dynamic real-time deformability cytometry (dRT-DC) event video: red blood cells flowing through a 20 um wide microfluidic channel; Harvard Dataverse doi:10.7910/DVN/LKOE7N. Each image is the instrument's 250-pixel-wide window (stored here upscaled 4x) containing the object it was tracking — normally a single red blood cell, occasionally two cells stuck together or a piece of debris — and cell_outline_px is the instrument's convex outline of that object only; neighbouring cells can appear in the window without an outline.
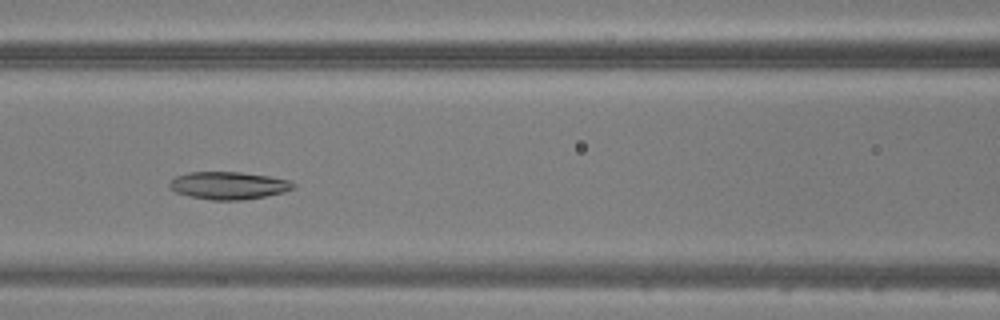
{"species": "common noctule bat (a hibernating species)", "species_latin": "Nyctalus noctula", "temperature_condition": "warm", "stored_images_in_passage": 25, "camera_frame_rate_fps": 3000, "um_per_image_px": 0.085, "animal": {"sex": "male", "body_mass_g": 20.5, "forearm_length_mm": 52.5}, "frame": {"image": 1, "passage_image": 8, "time_ms": 2.333, "image_size_px": [1000, 320], "cell_outline_px": [[296, 184], [292, 188], [284, 192], [264, 196], [240, 200], [212, 200], [188, 196], [176, 192], [168, 188], [168, 180], [176, 176], [188, 172], [240, 172], [268, 176], [288, 180]], "centroid_in_image_um": [19.35, 15.76], "position_along_channel_um": 147.2, "area_um2": 19.88}}
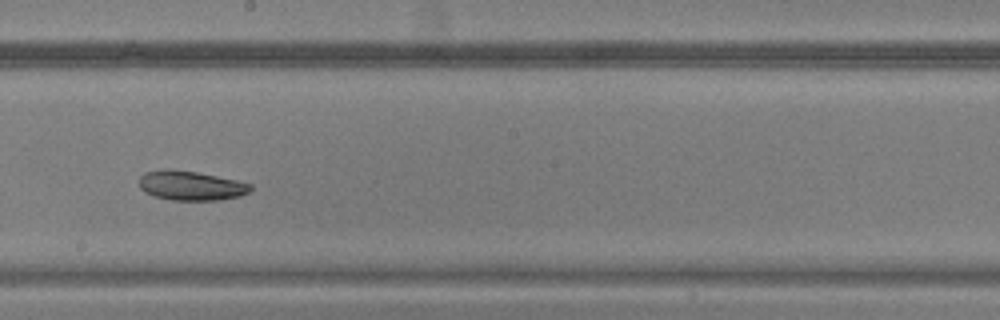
{"frame": {"image": 2, "passage_image": 14, "time_ms": 4.333, "image_size_px": [1000, 320], "cell_outline_px": [[252, 188], [248, 192], [240, 196], [220, 200], [172, 200], [156, 196], [144, 192], [140, 188], [140, 176], [144, 172], [164, 168], [168, 168], [196, 172], [236, 180], [252, 184]], "centroid_in_image_um": [16.21, 15.77], "position_along_channel_um": 232.0, "area_um2": 19.13}}
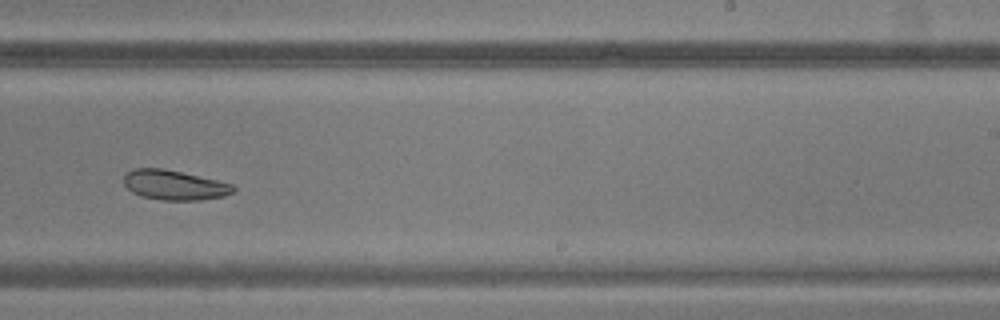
{"frame": {"image": 3, "passage_image": 17, "time_ms": 5.333, "image_size_px": [1000, 320], "cell_outline_px": [[236, 188], [232, 192], [224, 196], [200, 200], [160, 200], [140, 196], [132, 192], [124, 184], [124, 176], [132, 168], [164, 168], [216, 180], [232, 184]], "centroid_in_image_um": [14.79, 15.73], "position_along_channel_um": 274.2, "area_um2": 18.96}}